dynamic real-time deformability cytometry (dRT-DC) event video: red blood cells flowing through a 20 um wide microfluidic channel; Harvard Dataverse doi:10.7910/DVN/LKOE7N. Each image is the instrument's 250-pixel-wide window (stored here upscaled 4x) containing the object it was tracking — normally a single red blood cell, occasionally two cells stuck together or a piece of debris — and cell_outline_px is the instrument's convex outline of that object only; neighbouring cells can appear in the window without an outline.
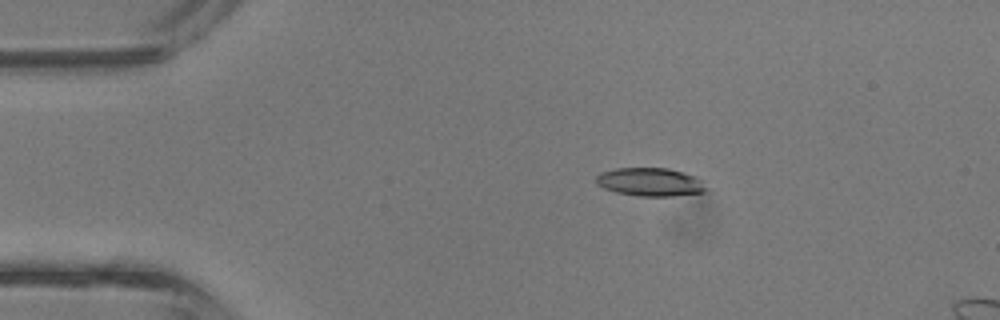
{"species": "common noctule bat (a hibernating species)", "species_latin": "Nyctalus noctula", "temperature_condition": "room temperature", "stored_images_in_passage": 12, "camera_frame_rate_fps": 3000, "um_per_image_px": 0.085, "animal": {"sex": "male", "body_mass_g": 13.3}, "frame": {"image": 1, "passage_image": 6, "time_ms": 1.667, "image_size_px": [1000, 320], "cell_outline_px": [[708, 188], [704, 192], [672, 196], [640, 196], [616, 192], [604, 188], [596, 184], [596, 176], [600, 172], [616, 168], [668, 168], [696, 176]], "centroid_in_image_um": [55.25, 15.47], "position_along_channel_um": 29.7, "area_um2": 18.15}}